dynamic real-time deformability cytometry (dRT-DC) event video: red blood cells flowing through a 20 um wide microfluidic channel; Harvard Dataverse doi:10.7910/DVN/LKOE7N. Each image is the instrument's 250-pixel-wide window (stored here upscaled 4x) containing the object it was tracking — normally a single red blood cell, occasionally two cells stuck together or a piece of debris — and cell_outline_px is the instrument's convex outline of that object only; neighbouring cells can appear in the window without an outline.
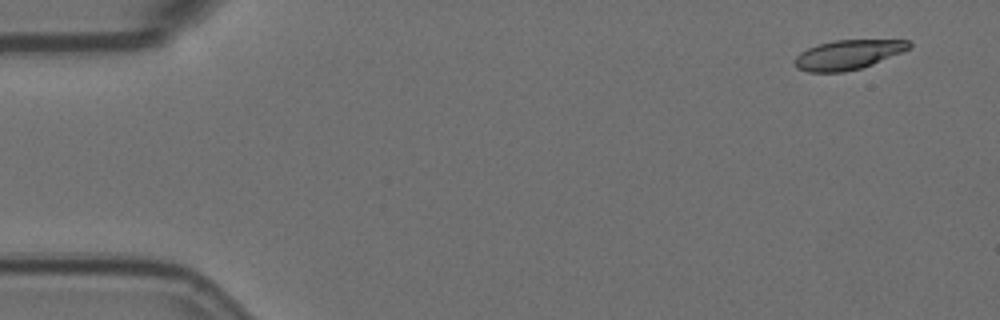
{"species": "Egyptian fruit bat (a non-hibernating species)", "species_latin": "Rousettus aegyptiacus", "temperature_condition": "room temperature", "stored_images_in_passage": 5, "camera_frame_rate_fps": 3000, "um_per_image_px": 0.085, "animal": {"sex": "female"}, "frame": {"image": 1, "passage_image": 1, "time_ms": 0.0, "image_size_px": [1000, 320], "cell_outline_px": [[912, 44], [908, 48], [900, 52], [872, 64], [860, 68], [844, 72], [808, 72], [796, 68], [792, 60], [800, 52], [816, 44], [836, 40], [908, 40]], "centroid_in_image_um": [71.99, 4.65], "position_along_channel_um": 13.0, "area_um2": 19.54}}
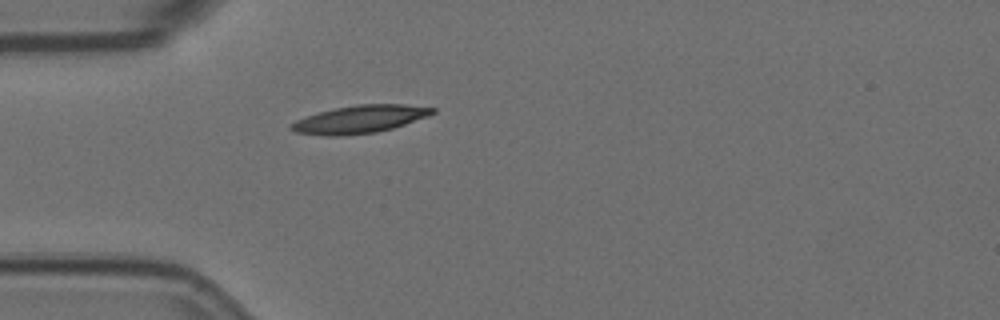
{"frame": {"image": 2, "passage_image": 5, "time_ms": 1.333, "image_size_px": [1000, 320], "cell_outline_px": [[436, 112], [428, 116], [392, 128], [376, 132], [340, 136], [328, 136], [296, 132], [288, 128], [288, 124], [296, 120], [320, 112], [336, 108], [356, 104], [404, 104], [436, 108]], "centroid_in_image_um": [30.58, 10.13], "position_along_channel_um": 54.4, "area_um2": 22.72}}